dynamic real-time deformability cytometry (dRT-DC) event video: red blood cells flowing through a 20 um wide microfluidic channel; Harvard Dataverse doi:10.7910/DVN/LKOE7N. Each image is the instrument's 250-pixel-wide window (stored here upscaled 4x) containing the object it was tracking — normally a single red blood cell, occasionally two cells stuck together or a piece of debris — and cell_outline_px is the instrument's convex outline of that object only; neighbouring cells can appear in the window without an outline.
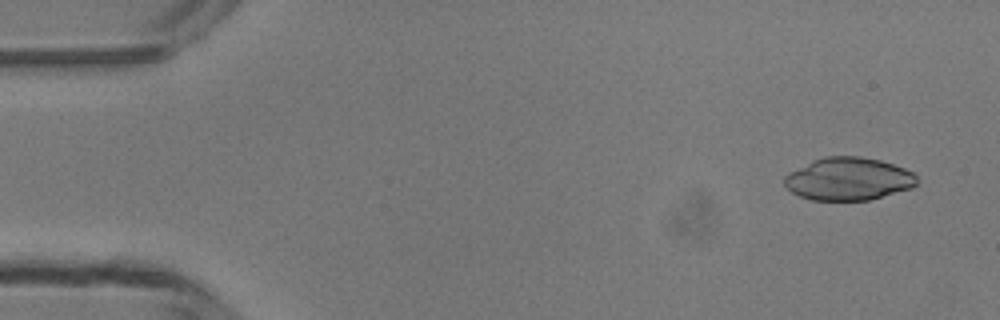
{"species": "common noctule bat (a hibernating species)", "species_latin": "Nyctalus noctula", "temperature_condition": "room temperature", "stored_images_in_passage": 48, "camera_frame_rate_fps": 3000, "um_per_image_px": 0.085, "animal": {"sex": "male", "body_mass_g": 13.3}, "frame": {"image": 1, "passage_image": 3, "time_ms": 0.667, "image_size_px": [1000, 320], "cell_outline_px": [[916, 184], [912, 188], [868, 200], [812, 200], [800, 196], [792, 192], [784, 184], [784, 176], [788, 172], [812, 160], [824, 156], [860, 156], [880, 160], [904, 168], [912, 172], [916, 176]], "centroid_in_image_um": [72.08, 15.2], "position_along_channel_um": 12.9, "area_um2": 33.0}}